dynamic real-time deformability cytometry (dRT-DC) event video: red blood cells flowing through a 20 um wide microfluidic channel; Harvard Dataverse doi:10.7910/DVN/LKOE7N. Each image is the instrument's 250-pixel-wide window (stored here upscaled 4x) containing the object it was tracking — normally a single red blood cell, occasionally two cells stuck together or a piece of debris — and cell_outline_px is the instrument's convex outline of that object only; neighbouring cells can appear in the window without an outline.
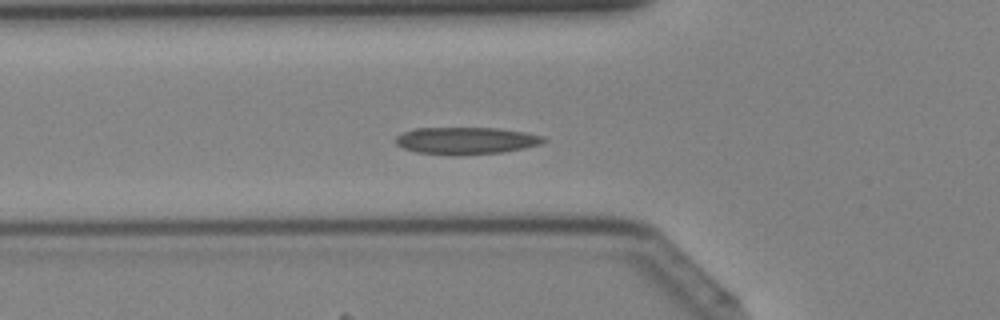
{"species": "Egyptian fruit bat (a non-hibernating species)", "species_latin": "Rousettus aegyptiacus", "temperature_condition": "cold", "stored_images_in_passage": 42, "camera_frame_rate_fps": 3000, "um_per_image_px": 0.085, "animal": {"sex": "female"}, "frame": {"image": 1, "passage_image": 15, "time_ms": 4.667, "image_size_px": [1000, 320], "cell_outline_px": [[548, 140], [540, 144], [524, 148], [504, 152], [456, 156], [452, 156], [416, 152], [404, 148], [396, 144], [396, 136], [404, 132], [416, 128], [500, 128], [524, 132], [544, 136]], "centroid_in_image_um": [39.63, 11.96], "position_along_channel_um": 86.2, "area_um2": 23.58}}
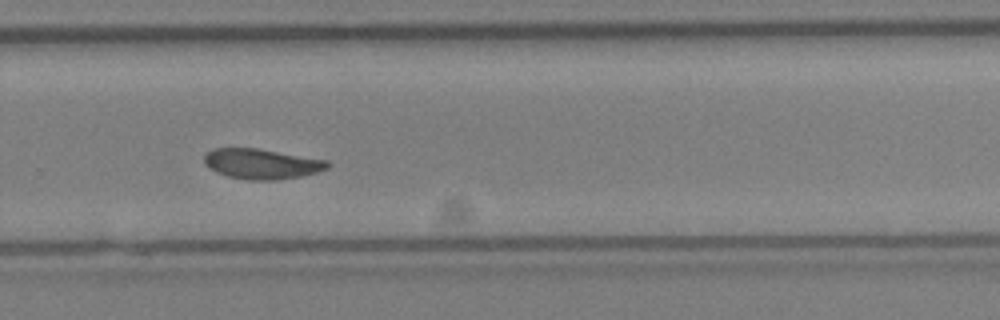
{"frame": {"image": 2, "passage_image": 29, "time_ms": 9.333, "image_size_px": [1000, 320], "cell_outline_px": [[332, 164], [328, 168], [304, 176], [276, 180], [248, 180], [228, 176], [216, 172], [204, 164], [204, 156], [212, 148], [256, 148], [328, 160]], "centroid_in_image_um": [22.26, 13.93], "position_along_channel_um": 307.5, "area_um2": 21.79}}
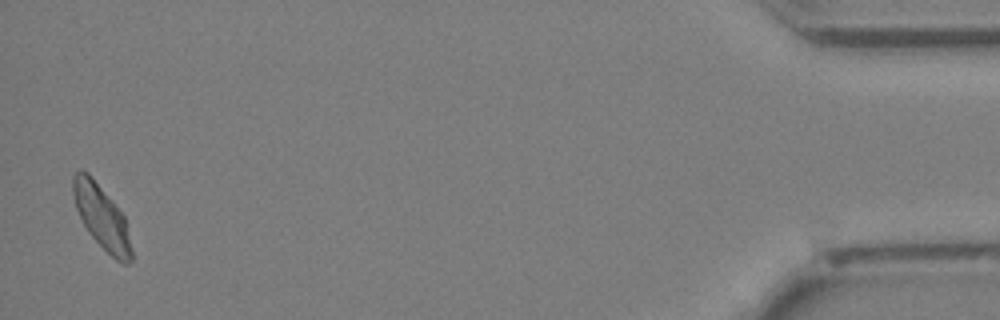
{"frame": {"image": 3, "passage_image": 42, "time_ms": 13.667, "image_size_px": [1000, 320], "cell_outline_px": [[132, 260], [128, 264], [124, 264], [116, 260], [88, 232], [76, 208], [72, 192], [72, 176], [80, 168], [88, 172], [92, 176], [112, 200], [124, 216], [132, 248]], "centroid_in_image_um": [8.63, 18.41], "position_along_channel_um": 426.6, "area_um2": 21.56}}